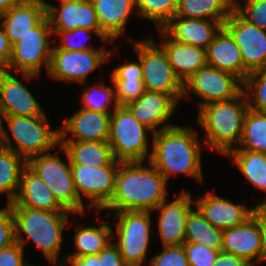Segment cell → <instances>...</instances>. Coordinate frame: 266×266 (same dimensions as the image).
Wrapping results in <instances>:
<instances>
[{"mask_svg":"<svg viewBox=\"0 0 266 266\" xmlns=\"http://www.w3.org/2000/svg\"><path fill=\"white\" fill-rule=\"evenodd\" d=\"M143 163H119L113 196L102 210L153 212L167 199L165 177L149 161Z\"/></svg>","mask_w":266,"mask_h":266,"instance_id":"obj_1","label":"cell"},{"mask_svg":"<svg viewBox=\"0 0 266 266\" xmlns=\"http://www.w3.org/2000/svg\"><path fill=\"white\" fill-rule=\"evenodd\" d=\"M149 162L165 177L184 174L203 182L201 143L190 126L174 125L152 135Z\"/></svg>","mask_w":266,"mask_h":266,"instance_id":"obj_2","label":"cell"},{"mask_svg":"<svg viewBox=\"0 0 266 266\" xmlns=\"http://www.w3.org/2000/svg\"><path fill=\"white\" fill-rule=\"evenodd\" d=\"M11 210L14 216L15 242L24 248L27 241L31 240L49 263L59 266L57 259L62 248V235L72 212H48L28 207H11Z\"/></svg>","mask_w":266,"mask_h":266,"instance_id":"obj_3","label":"cell"},{"mask_svg":"<svg viewBox=\"0 0 266 266\" xmlns=\"http://www.w3.org/2000/svg\"><path fill=\"white\" fill-rule=\"evenodd\" d=\"M248 109L244 92L198 108L197 120L206 133L204 144L224 156L234 148V143L239 145Z\"/></svg>","mask_w":266,"mask_h":266,"instance_id":"obj_4","label":"cell"},{"mask_svg":"<svg viewBox=\"0 0 266 266\" xmlns=\"http://www.w3.org/2000/svg\"><path fill=\"white\" fill-rule=\"evenodd\" d=\"M8 126L13 146L7 129L3 128V146L11 149L28 161L30 158L48 153L60 145V131L51 129L46 114L40 116H3Z\"/></svg>","mask_w":266,"mask_h":266,"instance_id":"obj_5","label":"cell"},{"mask_svg":"<svg viewBox=\"0 0 266 266\" xmlns=\"http://www.w3.org/2000/svg\"><path fill=\"white\" fill-rule=\"evenodd\" d=\"M147 133L154 132L140 123L126 106H118L110 114L108 143L119 162H144L151 157ZM149 149V150H148Z\"/></svg>","mask_w":266,"mask_h":266,"instance_id":"obj_6","label":"cell"},{"mask_svg":"<svg viewBox=\"0 0 266 266\" xmlns=\"http://www.w3.org/2000/svg\"><path fill=\"white\" fill-rule=\"evenodd\" d=\"M48 36H53V31L46 15L29 33L12 45L11 59L5 70L20 72L26 81L39 76L43 64L48 72L53 49Z\"/></svg>","mask_w":266,"mask_h":266,"instance_id":"obj_7","label":"cell"},{"mask_svg":"<svg viewBox=\"0 0 266 266\" xmlns=\"http://www.w3.org/2000/svg\"><path fill=\"white\" fill-rule=\"evenodd\" d=\"M67 162L48 152L30 158L27 166L47 184L65 210L84 216L86 208L77 194L69 158Z\"/></svg>","mask_w":266,"mask_h":266,"instance_id":"obj_8","label":"cell"},{"mask_svg":"<svg viewBox=\"0 0 266 266\" xmlns=\"http://www.w3.org/2000/svg\"><path fill=\"white\" fill-rule=\"evenodd\" d=\"M130 41L142 66L145 90L167 93L177 101L182 99L183 83L175 75L164 49L151 37Z\"/></svg>","mask_w":266,"mask_h":266,"instance_id":"obj_9","label":"cell"},{"mask_svg":"<svg viewBox=\"0 0 266 266\" xmlns=\"http://www.w3.org/2000/svg\"><path fill=\"white\" fill-rule=\"evenodd\" d=\"M151 214L147 211H121L115 214L118 239L114 242L128 266H142L151 238Z\"/></svg>","mask_w":266,"mask_h":266,"instance_id":"obj_10","label":"cell"},{"mask_svg":"<svg viewBox=\"0 0 266 266\" xmlns=\"http://www.w3.org/2000/svg\"><path fill=\"white\" fill-rule=\"evenodd\" d=\"M202 99L198 108L212 103L229 100L243 92V81L236 75L206 65L183 83V99L189 92Z\"/></svg>","mask_w":266,"mask_h":266,"instance_id":"obj_11","label":"cell"},{"mask_svg":"<svg viewBox=\"0 0 266 266\" xmlns=\"http://www.w3.org/2000/svg\"><path fill=\"white\" fill-rule=\"evenodd\" d=\"M104 49L65 50L53 48L48 75L66 83L85 85L86 78L112 56Z\"/></svg>","mask_w":266,"mask_h":266,"instance_id":"obj_12","label":"cell"},{"mask_svg":"<svg viewBox=\"0 0 266 266\" xmlns=\"http://www.w3.org/2000/svg\"><path fill=\"white\" fill-rule=\"evenodd\" d=\"M223 28L238 45L244 63V79L249 73L266 68V30L246 21L235 9Z\"/></svg>","mask_w":266,"mask_h":266,"instance_id":"obj_13","label":"cell"},{"mask_svg":"<svg viewBox=\"0 0 266 266\" xmlns=\"http://www.w3.org/2000/svg\"><path fill=\"white\" fill-rule=\"evenodd\" d=\"M73 182L81 202L83 196L89 202V208L97 212L109 203L115 190V176L118 166L70 165Z\"/></svg>","mask_w":266,"mask_h":266,"instance_id":"obj_14","label":"cell"},{"mask_svg":"<svg viewBox=\"0 0 266 266\" xmlns=\"http://www.w3.org/2000/svg\"><path fill=\"white\" fill-rule=\"evenodd\" d=\"M50 21L52 31H71L83 28L95 31L100 37V25L91 0L61 2L59 7L40 0Z\"/></svg>","mask_w":266,"mask_h":266,"instance_id":"obj_15","label":"cell"},{"mask_svg":"<svg viewBox=\"0 0 266 266\" xmlns=\"http://www.w3.org/2000/svg\"><path fill=\"white\" fill-rule=\"evenodd\" d=\"M178 101L167 93L145 90L144 94L126 107L133 116L154 133L174 126L169 121Z\"/></svg>","mask_w":266,"mask_h":266,"instance_id":"obj_16","label":"cell"},{"mask_svg":"<svg viewBox=\"0 0 266 266\" xmlns=\"http://www.w3.org/2000/svg\"><path fill=\"white\" fill-rule=\"evenodd\" d=\"M191 196L185 191L172 202L165 199L153 210L160 213L157 225L163 246H180L185 242V224L192 209Z\"/></svg>","mask_w":266,"mask_h":266,"instance_id":"obj_17","label":"cell"},{"mask_svg":"<svg viewBox=\"0 0 266 266\" xmlns=\"http://www.w3.org/2000/svg\"><path fill=\"white\" fill-rule=\"evenodd\" d=\"M196 208L204 215L205 219L214 227L226 230L245 223L253 215L256 207H245L234 204L227 198L215 196L210 191L194 200Z\"/></svg>","mask_w":266,"mask_h":266,"instance_id":"obj_18","label":"cell"},{"mask_svg":"<svg viewBox=\"0 0 266 266\" xmlns=\"http://www.w3.org/2000/svg\"><path fill=\"white\" fill-rule=\"evenodd\" d=\"M110 114L79 109L59 127L60 141H108Z\"/></svg>","mask_w":266,"mask_h":266,"instance_id":"obj_19","label":"cell"},{"mask_svg":"<svg viewBox=\"0 0 266 266\" xmlns=\"http://www.w3.org/2000/svg\"><path fill=\"white\" fill-rule=\"evenodd\" d=\"M0 70V113L2 116H40L45 113L16 74Z\"/></svg>","mask_w":266,"mask_h":266,"instance_id":"obj_20","label":"cell"},{"mask_svg":"<svg viewBox=\"0 0 266 266\" xmlns=\"http://www.w3.org/2000/svg\"><path fill=\"white\" fill-rule=\"evenodd\" d=\"M222 251L241 257L252 266L259 263L261 234L258 221L252 216L239 226L223 230Z\"/></svg>","mask_w":266,"mask_h":266,"instance_id":"obj_21","label":"cell"},{"mask_svg":"<svg viewBox=\"0 0 266 266\" xmlns=\"http://www.w3.org/2000/svg\"><path fill=\"white\" fill-rule=\"evenodd\" d=\"M222 28L220 21L174 16L162 29L177 42L206 50Z\"/></svg>","mask_w":266,"mask_h":266,"instance_id":"obj_22","label":"cell"},{"mask_svg":"<svg viewBox=\"0 0 266 266\" xmlns=\"http://www.w3.org/2000/svg\"><path fill=\"white\" fill-rule=\"evenodd\" d=\"M8 204L10 207H28L48 212L68 211L57 202L47 184L28 166L22 171L16 198Z\"/></svg>","mask_w":266,"mask_h":266,"instance_id":"obj_23","label":"cell"},{"mask_svg":"<svg viewBox=\"0 0 266 266\" xmlns=\"http://www.w3.org/2000/svg\"><path fill=\"white\" fill-rule=\"evenodd\" d=\"M159 31L164 39L159 45L164 49L175 75L182 83L207 65L205 49L177 42L162 28Z\"/></svg>","mask_w":266,"mask_h":266,"instance_id":"obj_24","label":"cell"},{"mask_svg":"<svg viewBox=\"0 0 266 266\" xmlns=\"http://www.w3.org/2000/svg\"><path fill=\"white\" fill-rule=\"evenodd\" d=\"M100 25V39L112 43L125 30L129 16L136 9L135 0H91Z\"/></svg>","mask_w":266,"mask_h":266,"instance_id":"obj_25","label":"cell"},{"mask_svg":"<svg viewBox=\"0 0 266 266\" xmlns=\"http://www.w3.org/2000/svg\"><path fill=\"white\" fill-rule=\"evenodd\" d=\"M45 16L46 11L40 0H20L0 15V21L13 45L29 33L30 29H33Z\"/></svg>","mask_w":266,"mask_h":266,"instance_id":"obj_26","label":"cell"},{"mask_svg":"<svg viewBox=\"0 0 266 266\" xmlns=\"http://www.w3.org/2000/svg\"><path fill=\"white\" fill-rule=\"evenodd\" d=\"M206 63L210 67L232 73L244 81V63L240 49L224 28L206 48Z\"/></svg>","mask_w":266,"mask_h":266,"instance_id":"obj_27","label":"cell"},{"mask_svg":"<svg viewBox=\"0 0 266 266\" xmlns=\"http://www.w3.org/2000/svg\"><path fill=\"white\" fill-rule=\"evenodd\" d=\"M61 152L69 158L70 165L119 166L113 157L108 141H60Z\"/></svg>","mask_w":266,"mask_h":266,"instance_id":"obj_28","label":"cell"},{"mask_svg":"<svg viewBox=\"0 0 266 266\" xmlns=\"http://www.w3.org/2000/svg\"><path fill=\"white\" fill-rule=\"evenodd\" d=\"M112 228L108 224H101L100 226H77L74 243L76 251L67 256L64 254L63 259L59 262V266H64L65 257H82L85 255L98 254L109 243H111L114 236H112Z\"/></svg>","mask_w":266,"mask_h":266,"instance_id":"obj_29","label":"cell"},{"mask_svg":"<svg viewBox=\"0 0 266 266\" xmlns=\"http://www.w3.org/2000/svg\"><path fill=\"white\" fill-rule=\"evenodd\" d=\"M233 9L234 4L230 0H179L175 16L224 23Z\"/></svg>","mask_w":266,"mask_h":266,"instance_id":"obj_30","label":"cell"},{"mask_svg":"<svg viewBox=\"0 0 266 266\" xmlns=\"http://www.w3.org/2000/svg\"><path fill=\"white\" fill-rule=\"evenodd\" d=\"M225 156L232 158L244 177L256 188L266 192V153L248 150H230ZM266 204V199L256 205Z\"/></svg>","mask_w":266,"mask_h":266,"instance_id":"obj_31","label":"cell"},{"mask_svg":"<svg viewBox=\"0 0 266 266\" xmlns=\"http://www.w3.org/2000/svg\"><path fill=\"white\" fill-rule=\"evenodd\" d=\"M185 242H194L222 251L223 230L212 226L197 208H192L185 224Z\"/></svg>","mask_w":266,"mask_h":266,"instance_id":"obj_32","label":"cell"},{"mask_svg":"<svg viewBox=\"0 0 266 266\" xmlns=\"http://www.w3.org/2000/svg\"><path fill=\"white\" fill-rule=\"evenodd\" d=\"M26 166L27 161L17 153L5 147L0 148V194L7 195V204L16 198Z\"/></svg>","mask_w":266,"mask_h":266,"instance_id":"obj_33","label":"cell"},{"mask_svg":"<svg viewBox=\"0 0 266 266\" xmlns=\"http://www.w3.org/2000/svg\"><path fill=\"white\" fill-rule=\"evenodd\" d=\"M239 145L232 150L266 153V112L248 109Z\"/></svg>","mask_w":266,"mask_h":266,"instance_id":"obj_34","label":"cell"},{"mask_svg":"<svg viewBox=\"0 0 266 266\" xmlns=\"http://www.w3.org/2000/svg\"><path fill=\"white\" fill-rule=\"evenodd\" d=\"M113 86H107L105 84H97L90 87H84L81 96L82 109H87L91 111H97L102 113H112L113 109L119 106L116 99V89L111 79ZM114 103V104H113ZM110 105H114L112 111Z\"/></svg>","mask_w":266,"mask_h":266,"instance_id":"obj_35","label":"cell"},{"mask_svg":"<svg viewBox=\"0 0 266 266\" xmlns=\"http://www.w3.org/2000/svg\"><path fill=\"white\" fill-rule=\"evenodd\" d=\"M136 13L163 28L176 14L179 0H135Z\"/></svg>","mask_w":266,"mask_h":266,"instance_id":"obj_36","label":"cell"},{"mask_svg":"<svg viewBox=\"0 0 266 266\" xmlns=\"http://www.w3.org/2000/svg\"><path fill=\"white\" fill-rule=\"evenodd\" d=\"M243 92L250 109L266 112V68L247 75L243 81Z\"/></svg>","mask_w":266,"mask_h":266,"instance_id":"obj_37","label":"cell"},{"mask_svg":"<svg viewBox=\"0 0 266 266\" xmlns=\"http://www.w3.org/2000/svg\"><path fill=\"white\" fill-rule=\"evenodd\" d=\"M119 106H127L145 92L143 79H112Z\"/></svg>","mask_w":266,"mask_h":266,"instance_id":"obj_38","label":"cell"},{"mask_svg":"<svg viewBox=\"0 0 266 266\" xmlns=\"http://www.w3.org/2000/svg\"><path fill=\"white\" fill-rule=\"evenodd\" d=\"M234 9L249 23L266 30V0H242Z\"/></svg>","mask_w":266,"mask_h":266,"instance_id":"obj_39","label":"cell"},{"mask_svg":"<svg viewBox=\"0 0 266 266\" xmlns=\"http://www.w3.org/2000/svg\"><path fill=\"white\" fill-rule=\"evenodd\" d=\"M95 34L98 36V34L95 31L83 29V28H76L71 31H53V35L59 36L61 39L60 45L56 46L54 44L53 48H60L65 50H90L94 49L91 45H87L85 41H77L79 38L77 36H85L84 40L88 41L89 38H91L92 34ZM73 38V39H72ZM74 38H78L76 41Z\"/></svg>","mask_w":266,"mask_h":266,"instance_id":"obj_40","label":"cell"},{"mask_svg":"<svg viewBox=\"0 0 266 266\" xmlns=\"http://www.w3.org/2000/svg\"><path fill=\"white\" fill-rule=\"evenodd\" d=\"M189 266H211L219 254V251L209 249L207 246L194 242L183 244Z\"/></svg>","mask_w":266,"mask_h":266,"instance_id":"obj_41","label":"cell"},{"mask_svg":"<svg viewBox=\"0 0 266 266\" xmlns=\"http://www.w3.org/2000/svg\"><path fill=\"white\" fill-rule=\"evenodd\" d=\"M149 266H189L183 245L163 246L148 262Z\"/></svg>","mask_w":266,"mask_h":266,"instance_id":"obj_42","label":"cell"},{"mask_svg":"<svg viewBox=\"0 0 266 266\" xmlns=\"http://www.w3.org/2000/svg\"><path fill=\"white\" fill-rule=\"evenodd\" d=\"M15 242L14 216L9 204L0 208V250Z\"/></svg>","mask_w":266,"mask_h":266,"instance_id":"obj_43","label":"cell"},{"mask_svg":"<svg viewBox=\"0 0 266 266\" xmlns=\"http://www.w3.org/2000/svg\"><path fill=\"white\" fill-rule=\"evenodd\" d=\"M23 251L24 248L17 242L0 250V266H35L26 261Z\"/></svg>","mask_w":266,"mask_h":266,"instance_id":"obj_44","label":"cell"},{"mask_svg":"<svg viewBox=\"0 0 266 266\" xmlns=\"http://www.w3.org/2000/svg\"><path fill=\"white\" fill-rule=\"evenodd\" d=\"M98 266H128L115 243H109L98 253Z\"/></svg>","mask_w":266,"mask_h":266,"instance_id":"obj_45","label":"cell"},{"mask_svg":"<svg viewBox=\"0 0 266 266\" xmlns=\"http://www.w3.org/2000/svg\"><path fill=\"white\" fill-rule=\"evenodd\" d=\"M110 79H143L140 60L119 65L112 72Z\"/></svg>","mask_w":266,"mask_h":266,"instance_id":"obj_46","label":"cell"},{"mask_svg":"<svg viewBox=\"0 0 266 266\" xmlns=\"http://www.w3.org/2000/svg\"><path fill=\"white\" fill-rule=\"evenodd\" d=\"M257 221L260 228L261 234V253H260V263L266 261V204L256 205L253 215Z\"/></svg>","mask_w":266,"mask_h":266,"instance_id":"obj_47","label":"cell"},{"mask_svg":"<svg viewBox=\"0 0 266 266\" xmlns=\"http://www.w3.org/2000/svg\"><path fill=\"white\" fill-rule=\"evenodd\" d=\"M12 55V44L6 35L5 29L0 23V70L8 67Z\"/></svg>","mask_w":266,"mask_h":266,"instance_id":"obj_48","label":"cell"},{"mask_svg":"<svg viewBox=\"0 0 266 266\" xmlns=\"http://www.w3.org/2000/svg\"><path fill=\"white\" fill-rule=\"evenodd\" d=\"M211 266H252L245 259L236 255L220 251Z\"/></svg>","mask_w":266,"mask_h":266,"instance_id":"obj_49","label":"cell"},{"mask_svg":"<svg viewBox=\"0 0 266 266\" xmlns=\"http://www.w3.org/2000/svg\"><path fill=\"white\" fill-rule=\"evenodd\" d=\"M98 266V254L82 257H65L64 266Z\"/></svg>","mask_w":266,"mask_h":266,"instance_id":"obj_50","label":"cell"},{"mask_svg":"<svg viewBox=\"0 0 266 266\" xmlns=\"http://www.w3.org/2000/svg\"><path fill=\"white\" fill-rule=\"evenodd\" d=\"M20 0H0V15L8 11L13 5L17 4Z\"/></svg>","mask_w":266,"mask_h":266,"instance_id":"obj_51","label":"cell"},{"mask_svg":"<svg viewBox=\"0 0 266 266\" xmlns=\"http://www.w3.org/2000/svg\"><path fill=\"white\" fill-rule=\"evenodd\" d=\"M3 146V116L0 113V148Z\"/></svg>","mask_w":266,"mask_h":266,"instance_id":"obj_52","label":"cell"},{"mask_svg":"<svg viewBox=\"0 0 266 266\" xmlns=\"http://www.w3.org/2000/svg\"><path fill=\"white\" fill-rule=\"evenodd\" d=\"M234 5L238 3V0H230Z\"/></svg>","mask_w":266,"mask_h":266,"instance_id":"obj_53","label":"cell"},{"mask_svg":"<svg viewBox=\"0 0 266 266\" xmlns=\"http://www.w3.org/2000/svg\"><path fill=\"white\" fill-rule=\"evenodd\" d=\"M66 1H72V0H59V2H66Z\"/></svg>","mask_w":266,"mask_h":266,"instance_id":"obj_54","label":"cell"}]
</instances>
